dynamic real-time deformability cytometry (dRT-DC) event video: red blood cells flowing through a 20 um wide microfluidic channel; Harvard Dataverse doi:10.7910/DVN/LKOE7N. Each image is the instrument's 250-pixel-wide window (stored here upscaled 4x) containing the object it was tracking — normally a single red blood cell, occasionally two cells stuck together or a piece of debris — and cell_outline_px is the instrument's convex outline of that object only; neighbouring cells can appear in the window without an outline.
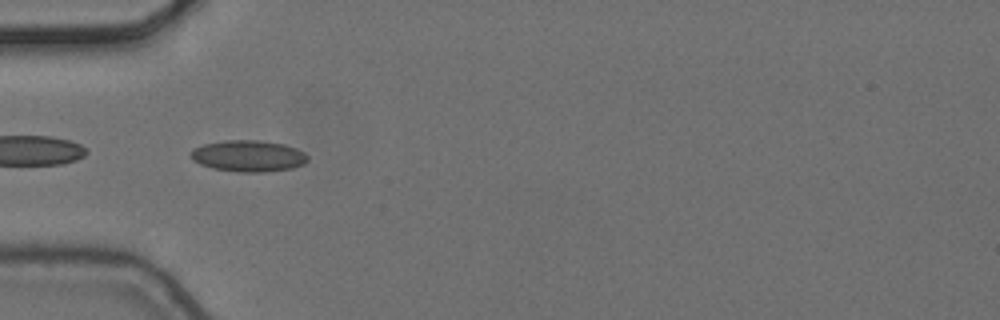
{"species": "common noctule bat (a hibernating species)", "species_latin": "Nyctalus noctula", "temperature_condition": "cold", "stored_images_in_passage": 4, "camera_frame_rate_fps": 3000, "um_per_image_px": 0.085, "animal": {"sex": "female", "body_mass_g": 24.6, "forearm_length_mm": 56.2}, "frame": {"image": 1, "passage_image": 4, "time_ms": 1.0, "image_size_px": [1000, 320], "cell_outline_px": [[308, 160], [304, 164], [292, 168], [264, 172], [240, 172], [212, 168], [200, 164], [192, 160], [192, 148], [204, 144], [224, 140], [256, 140], [284, 144], [296, 148], [304, 152], [308, 156]], "centroid_in_image_um": [21.12, 13.26], "position_along_channel_um": 63.9, "area_um2": 21.39}}